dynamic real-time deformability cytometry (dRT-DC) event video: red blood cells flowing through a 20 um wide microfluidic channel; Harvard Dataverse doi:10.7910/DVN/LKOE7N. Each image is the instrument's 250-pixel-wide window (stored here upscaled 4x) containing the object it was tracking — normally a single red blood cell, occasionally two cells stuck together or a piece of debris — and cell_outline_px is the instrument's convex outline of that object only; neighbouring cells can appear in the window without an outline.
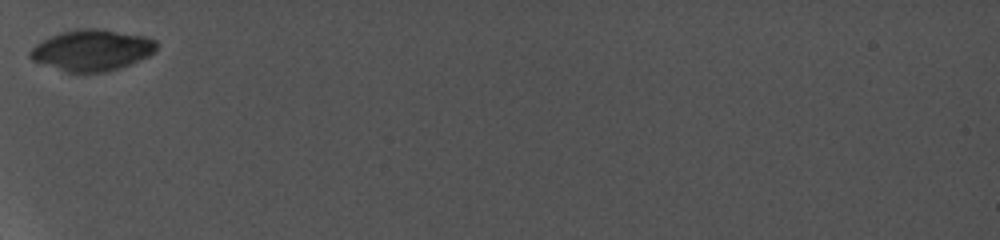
{"species": "common noctule bat (a hibernating species)", "species_latin": "Nyctalus noctula", "temperature_condition": "cold", "stored_images_in_passage": 5, "camera_frame_rate_fps": 5000, "um_per_image_px": 0.085, "animal": {"sex": "female", "body_mass_g": 19.0, "forearm_length_mm": 56.7}, "frame": {"image": 1, "passage_image": 1, "time_ms": 0.0, "image_size_px": [1000, 240], "cell_outline_px": [[156, 48], [148, 56], [132, 64], [120, 68], [104, 72], [64, 72], [32, 60], [28, 56], [28, 52], [36, 44], [60, 32], [76, 28], [100, 28], [148, 36], [156, 40]], "centroid_in_image_um": [7.82, 4.26], "position_along_channel_um": 77.2, "area_um2": 30.52}}